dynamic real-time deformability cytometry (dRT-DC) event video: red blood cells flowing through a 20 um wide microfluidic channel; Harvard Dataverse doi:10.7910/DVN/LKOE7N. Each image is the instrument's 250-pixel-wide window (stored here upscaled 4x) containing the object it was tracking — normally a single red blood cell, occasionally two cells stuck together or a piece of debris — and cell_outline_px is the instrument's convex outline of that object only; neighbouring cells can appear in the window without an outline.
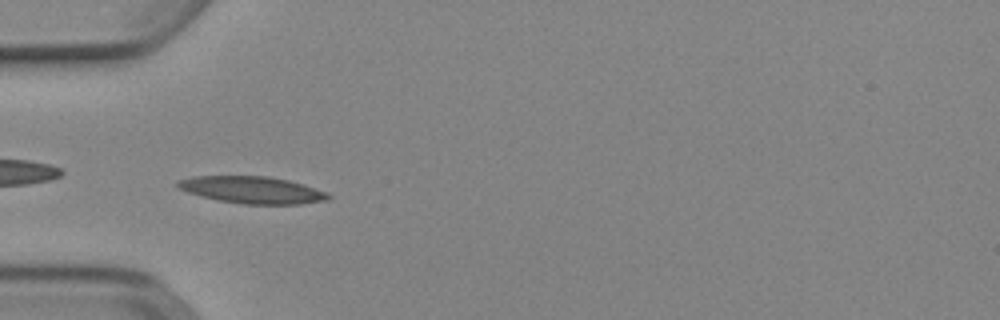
{"species": "Egyptian fruit bat (a non-hibernating species)", "species_latin": "Rousettus aegyptiacus", "temperature_condition": "cold", "stored_images_in_passage": 37, "camera_frame_rate_fps": 3000, "um_per_image_px": 0.085, "animal": {"sex": "female"}, "frame": {"image": 1, "passage_image": 2, "time_ms": 0.333, "image_size_px": [1000, 320], "cell_outline_px": [[332, 196], [328, 200], [300, 204], [244, 204], [220, 200], [200, 196], [176, 188], [176, 180], [192, 176], [268, 176], [288, 180], [304, 184], [328, 192]], "centroid_in_image_um": [21.44, 16.14], "position_along_channel_um": 63.6, "area_um2": 23.87}}
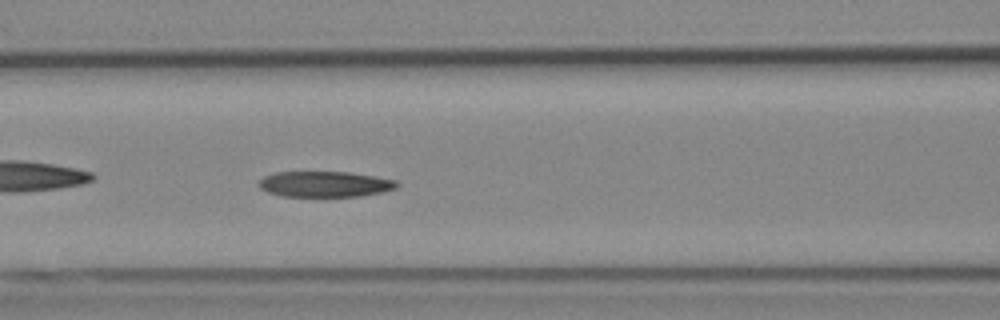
{"frame": {"image": 2, "passage_image": 8, "time_ms": 2.333, "image_size_px": [1000, 320], "cell_outline_px": [[400, 184], [396, 188], [384, 192], [360, 196], [280, 196], [268, 192], [260, 188], [256, 184], [264, 176], [276, 172], [348, 172], [376, 176], [396, 180]], "centroid_in_image_um": [27.63, 15.65], "position_along_channel_um": 139.0, "area_um2": 20.81}}
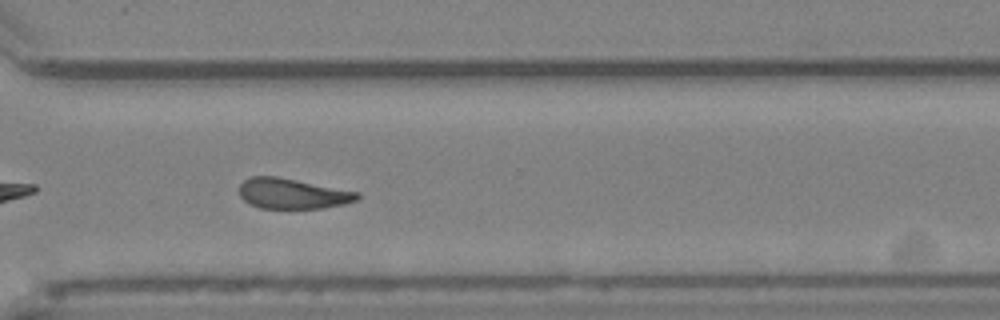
{"frame": {"image": 3, "passage_image": 24, "time_ms": 7.667, "image_size_px": [1000, 320], "cell_outline_px": [[360, 196], [356, 200], [344, 204], [320, 208], [260, 208], [244, 200], [240, 196], [240, 184], [248, 176], [276, 176], [360, 192]], "centroid_in_image_um": [24.85, 16.45], "position_along_channel_um": 345.7, "area_um2": 20.75}}